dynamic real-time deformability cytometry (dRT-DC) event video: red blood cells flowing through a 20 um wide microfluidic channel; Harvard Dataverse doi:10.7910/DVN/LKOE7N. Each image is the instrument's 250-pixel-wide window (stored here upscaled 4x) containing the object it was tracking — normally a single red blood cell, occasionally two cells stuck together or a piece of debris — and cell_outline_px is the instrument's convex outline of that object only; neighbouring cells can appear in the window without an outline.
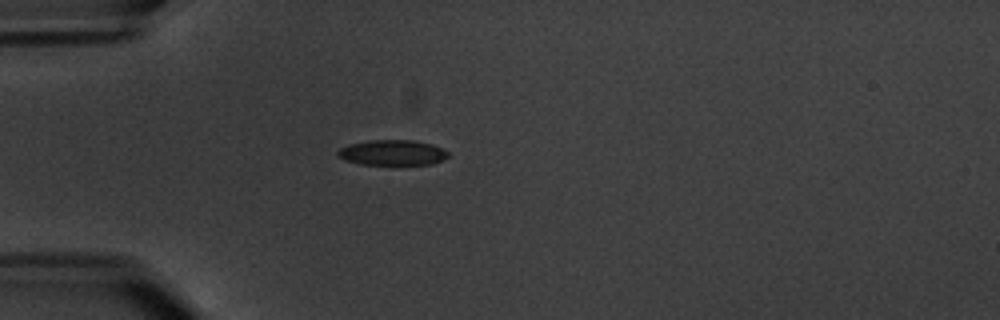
{"species": "common noctule bat (a hibernating species)", "species_latin": "Nyctalus noctula", "temperature_condition": "warm", "stored_images_in_passage": 5, "camera_frame_rate_fps": 3000, "um_per_image_px": 0.085, "animal": {"sex": "male", "body_mass_g": 20.1, "forearm_length_mm": 53.5}, "frame": {"image": 1, "passage_image": 5, "time_ms": 4.667, "image_size_px": [1000, 320], "cell_outline_px": [[448, 156], [444, 160], [432, 164], [360, 164], [344, 160], [336, 156], [336, 152], [340, 148], [348, 144], [368, 140], [412, 140], [432, 144], [444, 148], [448, 152]], "centroid_in_image_um": [33.34, 12.97], "position_along_channel_um": 51.7, "area_um2": 16.47}}